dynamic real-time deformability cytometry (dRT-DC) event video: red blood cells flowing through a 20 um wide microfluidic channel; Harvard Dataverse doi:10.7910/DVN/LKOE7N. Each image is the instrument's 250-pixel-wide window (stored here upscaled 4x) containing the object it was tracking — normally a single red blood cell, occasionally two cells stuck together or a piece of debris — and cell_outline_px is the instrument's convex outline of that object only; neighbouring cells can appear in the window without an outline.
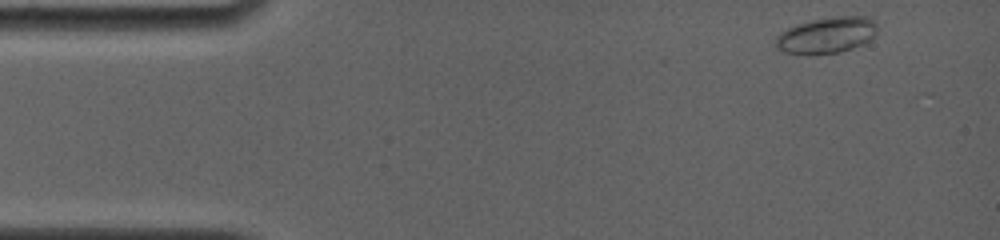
{"species": "common noctule bat (a hibernating species)", "species_latin": "Nyctalus noctula", "temperature_condition": "room temperature", "stored_images_in_passage": 6, "camera_frame_rate_fps": 4000, "um_per_image_px": 0.085, "animal": {"sex": "female", "body_mass_g": 19.0, "forearm_length_mm": 56.7}, "frame": {"image": 1, "passage_image": 1, "time_ms": 0.0, "image_size_px": [1000, 240], "cell_outline_px": [[876, 36], [864, 44], [840, 52], [812, 56], [784, 52], [776, 48], [772, 44], [776, 36], [780, 32], [796, 24], [812, 20], [832, 16], [872, 16], [876, 24]], "centroid_in_image_um": [70.25, 3.01], "position_along_channel_um": 14.8, "area_um2": 22.14}}